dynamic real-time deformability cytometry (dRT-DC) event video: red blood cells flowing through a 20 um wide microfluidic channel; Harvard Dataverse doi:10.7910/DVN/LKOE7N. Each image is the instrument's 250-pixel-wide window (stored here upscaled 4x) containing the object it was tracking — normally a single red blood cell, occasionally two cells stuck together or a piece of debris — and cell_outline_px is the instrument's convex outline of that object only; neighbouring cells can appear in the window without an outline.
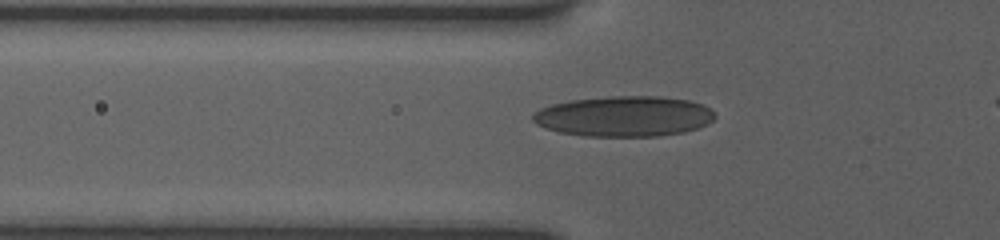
{"species": "human", "species_latin": "Homo sapiens", "temperature_condition": "room temperature", "stored_images_in_passage": 8, "camera_frame_rate_fps": 3000, "um_per_image_px": 0.085, "donor": {"sex": "female"}, "frame": {"image": 1, "passage_image": 2, "time_ms": 0.333, "image_size_px": [1000, 240], "cell_outline_px": [[716, 116], [712, 120], [696, 128], [684, 132], [656, 136], [588, 136], [560, 132], [536, 124], [532, 120], [532, 116], [540, 108], [552, 104], [568, 100], [608, 96], [660, 96], [688, 100], [700, 104], [708, 108]], "centroid_in_image_um": [53.01, 9.87], "position_along_channel_um": 72.8, "area_um2": 42.66}}
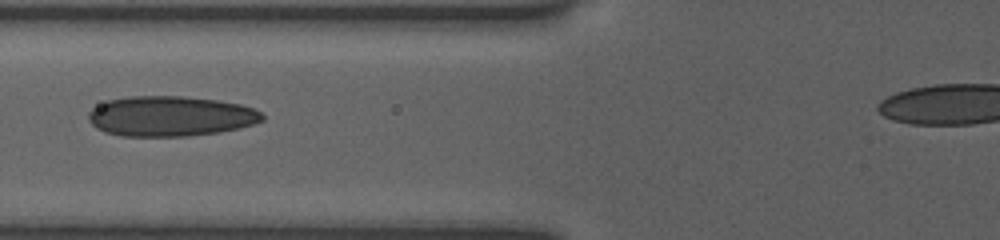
{"frame": {"image": 2, "passage_image": 7, "time_ms": 1.333, "image_size_px": [1000, 240], "cell_outline_px": [[264, 120], [252, 124], [220, 132], [188, 136], [120, 136], [104, 132], [96, 128], [88, 120], [88, 112], [92, 108], [108, 100], [128, 96], [184, 96], [216, 100], [240, 104], [252, 108], [260, 112], [264, 116]], "centroid_in_image_um": [14.45, 9.88], "position_along_channel_um": 111.4, "area_um2": 40.75}}